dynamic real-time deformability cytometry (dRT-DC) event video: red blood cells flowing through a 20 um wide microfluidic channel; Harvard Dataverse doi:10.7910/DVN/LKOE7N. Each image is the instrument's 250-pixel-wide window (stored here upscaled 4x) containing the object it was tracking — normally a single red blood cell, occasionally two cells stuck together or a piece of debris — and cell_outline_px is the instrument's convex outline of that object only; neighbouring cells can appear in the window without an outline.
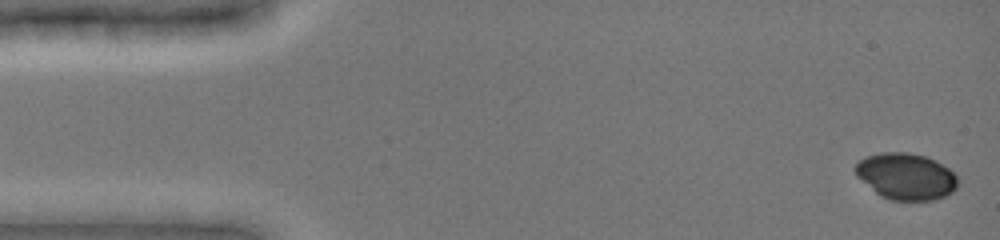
{"species": "common noctule bat (a hibernating species)", "species_latin": "Nyctalus noctula", "temperature_condition": "cold", "stored_images_in_passage": 11, "camera_frame_rate_fps": 3000, "um_per_image_px": 0.085, "animal": {"sex": "female", "body_mass_g": 19.0, "forearm_length_mm": 51.5}, "frame": {"image": 1, "passage_image": 1, "time_ms": 0.0, "image_size_px": [1000, 240], "cell_outline_px": [[956, 188], [952, 192], [936, 200], [888, 200], [880, 196], [856, 176], [852, 168], [860, 160], [868, 156], [880, 152], [908, 152], [924, 156], [936, 160], [948, 168], [956, 176]], "centroid_in_image_um": [76.97, 14.99], "position_along_channel_um": 8.0, "area_um2": 27.8}}
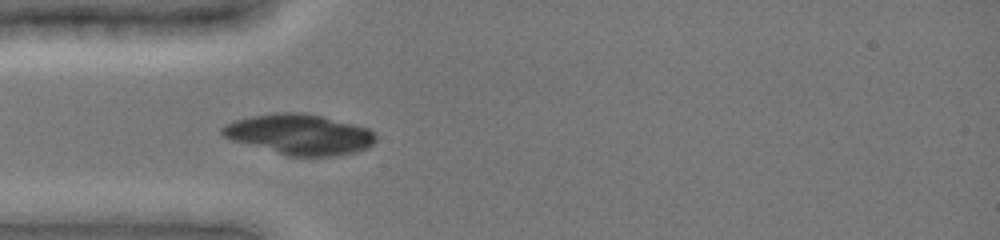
{"frame": {"image": 2, "passage_image": 10, "time_ms": 4.333, "image_size_px": [1000, 240], "cell_outline_px": [[376, 140], [368, 148], [356, 152], [332, 156], [288, 156], [232, 140], [224, 136], [220, 132], [220, 128], [224, 124], [236, 120], [252, 116], [276, 112], [304, 112], [368, 128], [376, 136]], "centroid_in_image_um": [25.44, 11.42], "position_along_channel_um": 59.6, "area_um2": 35.95}}
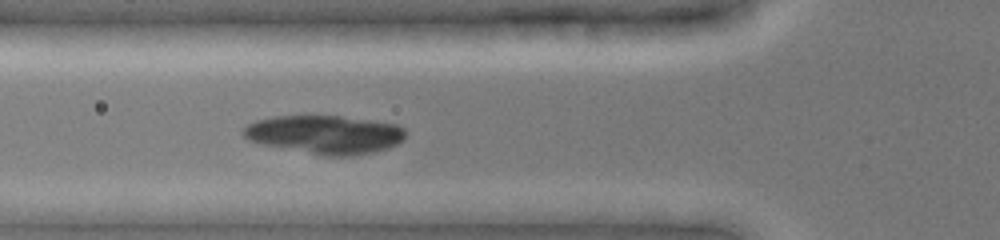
{"frame": {"image": 3, "passage_image": 11, "time_ms": 5.333, "image_size_px": [1000, 240], "cell_outline_px": [[404, 140], [388, 148], [372, 152], [352, 156], [320, 156], [264, 144], [248, 140], [240, 132], [248, 124], [256, 120], [272, 116], [340, 116], [372, 120], [396, 124], [404, 128]], "centroid_in_image_um": [27.6, 11.44], "position_along_channel_um": 98.2, "area_um2": 36.47}}